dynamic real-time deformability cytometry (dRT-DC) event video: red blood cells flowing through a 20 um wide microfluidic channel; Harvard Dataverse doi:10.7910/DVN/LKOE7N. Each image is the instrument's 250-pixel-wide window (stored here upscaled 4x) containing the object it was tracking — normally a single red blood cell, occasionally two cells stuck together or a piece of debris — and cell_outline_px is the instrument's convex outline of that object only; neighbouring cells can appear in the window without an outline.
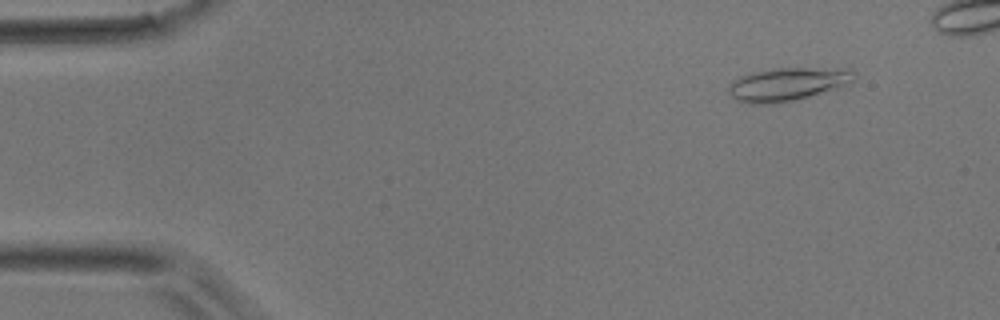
{"species": "common noctule bat (a hibernating species)", "species_latin": "Nyctalus noctula", "temperature_condition": "room temperature", "stored_images_in_passage": 43, "camera_frame_rate_fps": 3000, "um_per_image_px": 0.085, "animal": {"sex": "male", "body_mass_g": 17.9}, "frame": {"image": 1, "passage_image": 5, "time_ms": 1.333, "image_size_px": [1000, 320], "cell_outline_px": [[856, 76], [852, 80], [844, 84], [808, 96], [776, 104], [748, 104], [736, 100], [728, 92], [728, 84], [732, 80], [740, 76], [752, 72], [776, 68], [852, 68], [856, 72]], "centroid_in_image_um": [66.86, 7.14], "position_along_channel_um": 18.1, "area_um2": 24.16}}
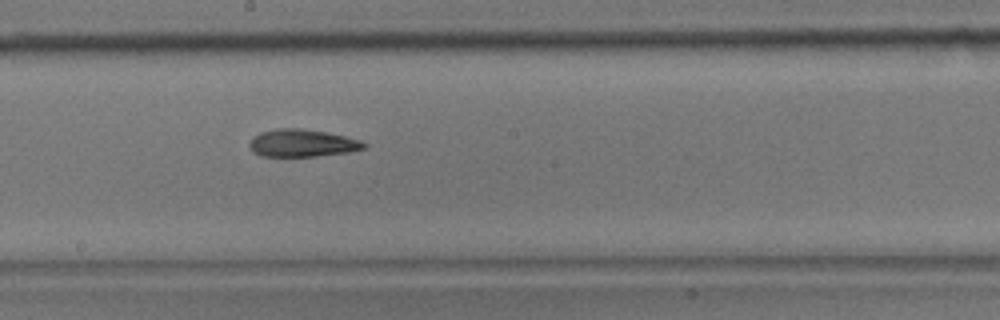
{"frame": {"image": 2, "passage_image": 26, "time_ms": 8.333, "image_size_px": [1000, 320], "cell_outline_px": [[368, 148], [348, 152], [316, 156], [260, 156], [252, 152], [248, 144], [252, 136], [260, 132], [276, 128], [300, 128], [324, 132], [344, 136], [360, 140], [368, 144]], "centroid_in_image_um": [25.66, 12.16], "position_along_channel_um": 222.5, "area_um2": 18.5}}
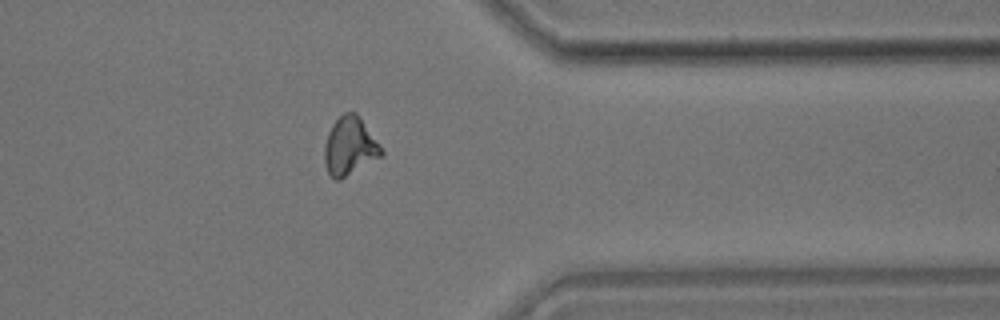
{"frame": {"image": 3, "passage_image": 38, "time_ms": 12.333, "image_size_px": [1000, 320], "cell_outline_px": [[384, 152], [380, 156], [340, 180], [336, 180], [328, 172], [324, 164], [324, 144], [328, 132], [332, 124], [344, 112], [356, 112], [360, 116]], "centroid_in_image_um": [29.69, 12.41], "position_along_channel_um": 381.7, "area_um2": 19.07}}